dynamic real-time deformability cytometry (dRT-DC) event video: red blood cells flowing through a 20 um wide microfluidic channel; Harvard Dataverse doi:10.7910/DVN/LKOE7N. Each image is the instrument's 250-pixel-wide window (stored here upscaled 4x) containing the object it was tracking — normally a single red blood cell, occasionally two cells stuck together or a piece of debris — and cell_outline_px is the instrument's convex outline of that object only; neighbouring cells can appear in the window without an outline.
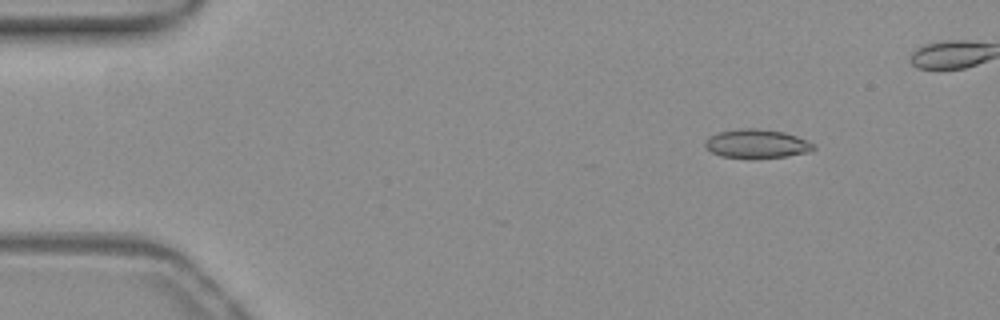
{"species": "common noctule bat (a hibernating species)", "species_latin": "Nyctalus noctula", "temperature_condition": "warm", "stored_images_in_passage": 48, "camera_frame_rate_fps": 3000, "um_per_image_px": 0.085, "animal": {"sex": "female", "body_mass_g": 19.3, "forearm_length_mm": 54.1}, "frame": {"image": 1, "passage_image": 7, "time_ms": 2.0, "image_size_px": [1000, 320], "cell_outline_px": [[816, 148], [812, 152], [788, 156], [756, 160], [752, 160], [720, 156], [704, 148], [704, 140], [720, 132], [740, 128], [756, 128], [784, 132], [796, 136], [816, 144]], "centroid_in_image_um": [64.35, 12.26], "position_along_channel_um": 20.7, "area_um2": 18.84}}
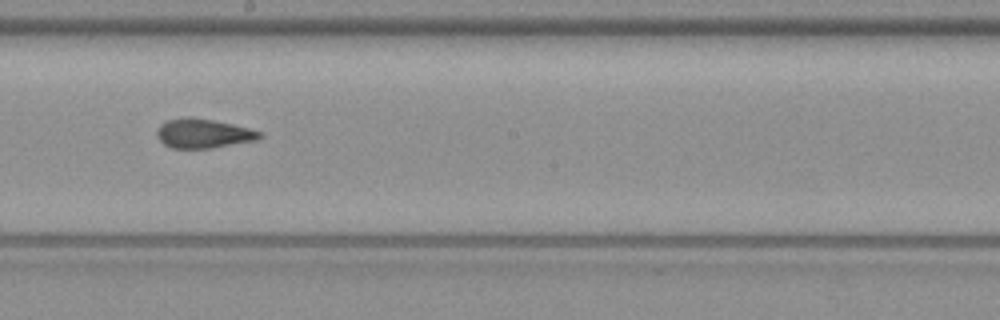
{"frame": {"image": 2, "passage_image": 30, "time_ms": 9.667, "image_size_px": [1000, 320], "cell_outline_px": [[260, 136], [256, 140], [208, 148], [172, 148], [164, 144], [156, 136], [156, 128], [160, 124], [168, 120], [188, 116], [192, 116], [232, 124], [248, 128], [260, 132]], "centroid_in_image_um": [17.2, 11.33], "position_along_channel_um": 231.0, "area_um2": 17.34}}
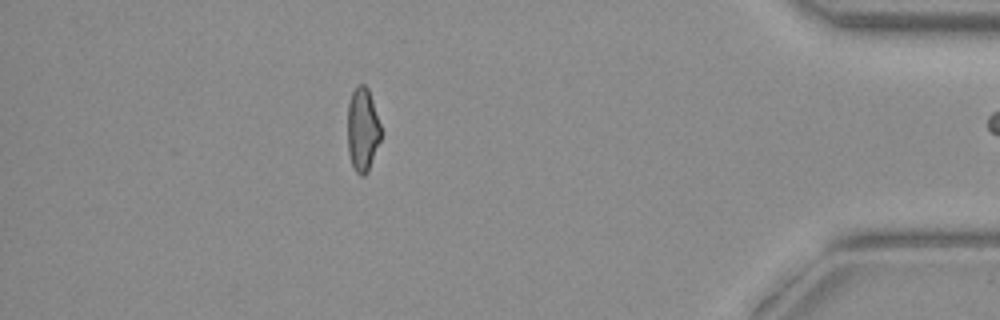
{"frame": {"image": 3, "passage_image": 47, "time_ms": 15.333, "image_size_px": [1000, 320], "cell_outline_px": [[384, 132], [368, 172], [364, 176], [360, 176], [356, 172], [352, 164], [348, 152], [348, 104], [352, 92], [356, 84], [364, 84], [368, 88]], "centroid_in_image_um": [30.85, 11.01], "position_along_channel_um": 404.3, "area_um2": 16.7}}